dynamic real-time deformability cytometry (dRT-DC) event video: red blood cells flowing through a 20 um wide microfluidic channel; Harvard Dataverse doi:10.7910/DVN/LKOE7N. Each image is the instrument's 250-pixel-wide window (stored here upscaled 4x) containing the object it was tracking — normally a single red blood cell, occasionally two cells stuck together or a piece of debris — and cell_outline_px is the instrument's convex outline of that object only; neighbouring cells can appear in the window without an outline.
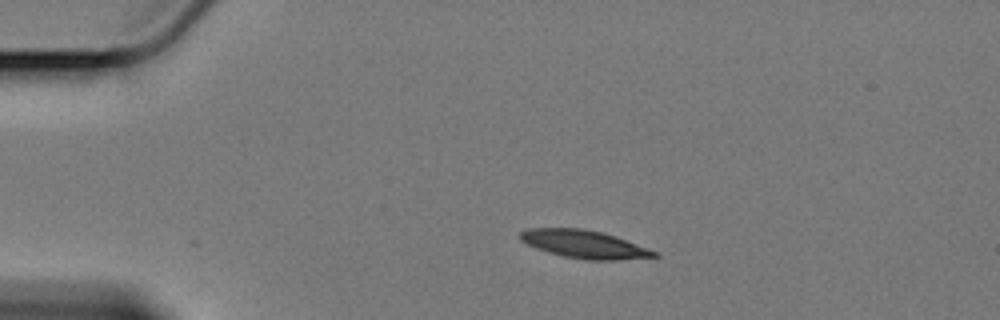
{"species": "Egyptian fruit bat (a non-hibernating species)", "species_latin": "Rousettus aegyptiacus", "temperature_condition": "cold", "stored_images_in_passage": 48, "camera_frame_rate_fps": 3000, "um_per_image_px": 0.085, "animal": {"sex": "female"}, "frame": {"image": 1, "passage_image": 1, "time_ms": 0.0, "image_size_px": [1000, 320], "cell_outline_px": [[660, 256], [620, 260], [588, 260], [564, 256], [548, 252], [536, 248], [520, 240], [520, 232], [528, 228], [580, 228], [600, 232], [616, 236], [660, 252]], "centroid_in_image_um": [49.71, 20.76], "position_along_channel_um": 35.3, "area_um2": 21.85}}
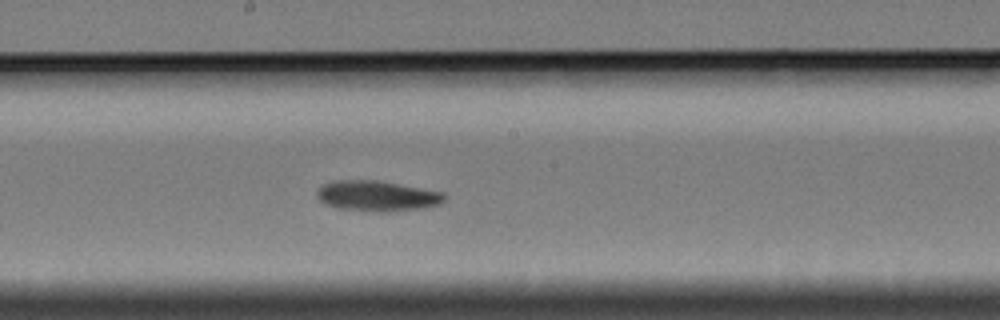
{"frame": {"image": 2, "passage_image": 21, "time_ms": 6.667, "image_size_px": [1000, 320], "cell_outline_px": [[444, 200], [440, 204], [424, 208], [388, 212], [376, 212], [336, 208], [324, 204], [316, 196], [316, 188], [320, 184], [336, 180], [376, 180], [444, 192]], "centroid_in_image_um": [31.99, 16.66], "position_along_channel_um": 216.2, "area_um2": 22.95}}
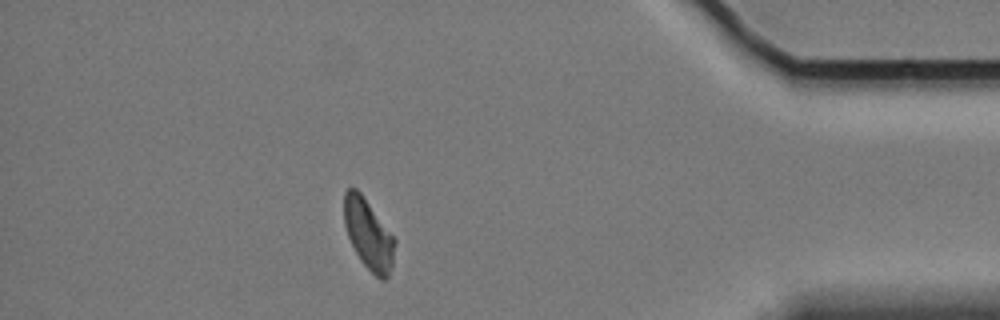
{"frame": {"image": 3, "passage_image": 41, "time_ms": 13.333, "image_size_px": [1000, 320], "cell_outline_px": [[396, 244], [392, 268], [388, 276], [384, 280], [380, 280], [360, 260], [348, 236], [344, 224], [344, 192], [348, 188], [356, 188], [360, 192], [396, 240]], "centroid_in_image_um": [31.33, 19.93], "position_along_channel_um": 403.9, "area_um2": 20.52}, "authors_computed_cell_mechanics": {"area_um2": 21.8773, "velocity_mm_per_s": 3.3802, "shape_relaxation_time_tau1_ms": 5.9909, "shape_relaxation_time_tau2_ms": null, "deformation_change_tau1": 0.1232, "deformation_change_tau2": null}}